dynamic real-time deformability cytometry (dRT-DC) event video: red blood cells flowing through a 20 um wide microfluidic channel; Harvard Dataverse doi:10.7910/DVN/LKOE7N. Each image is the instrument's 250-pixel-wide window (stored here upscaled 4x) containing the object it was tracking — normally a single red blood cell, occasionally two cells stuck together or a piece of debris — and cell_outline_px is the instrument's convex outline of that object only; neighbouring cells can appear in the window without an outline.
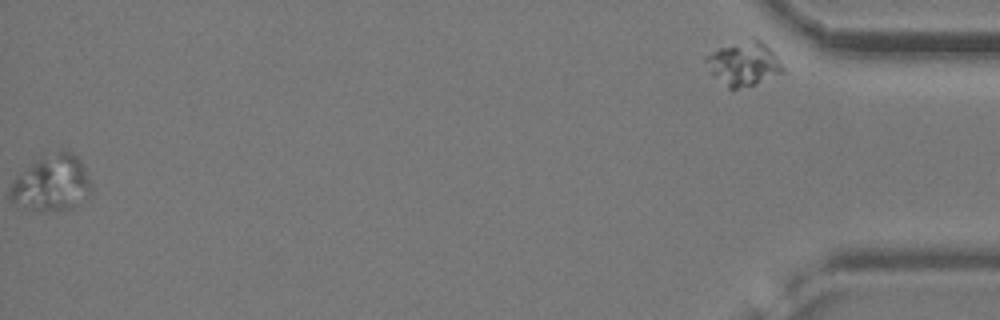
{"species": "common noctule bat (a hibernating species)", "species_latin": "Nyctalus noctula", "temperature_condition": "cold", "stored_images_in_passage": 43, "segment_of_instrument_passage": [2, 2], "camera_frame_rate_fps": 3000, "um_per_image_px": 0.085, "animal": {"sex": "female", "body_mass_g": 24.6, "forearm_length_mm": 56.2}, "frame": {"image": 1, "passage_image": 43, "time_ms": 14.0, "image_size_px": [1000, 320], "cell_outline_px": [[784, 72], [756, 84], [736, 88], [728, 88], [712, 76], [704, 60], [704, 56], [720, 48], [752, 36], [756, 36], [772, 52], [784, 68]], "centroid_in_image_um": [63.18, 5.4], "position_along_channel_um": 372.0, "area_um2": 19.65}}